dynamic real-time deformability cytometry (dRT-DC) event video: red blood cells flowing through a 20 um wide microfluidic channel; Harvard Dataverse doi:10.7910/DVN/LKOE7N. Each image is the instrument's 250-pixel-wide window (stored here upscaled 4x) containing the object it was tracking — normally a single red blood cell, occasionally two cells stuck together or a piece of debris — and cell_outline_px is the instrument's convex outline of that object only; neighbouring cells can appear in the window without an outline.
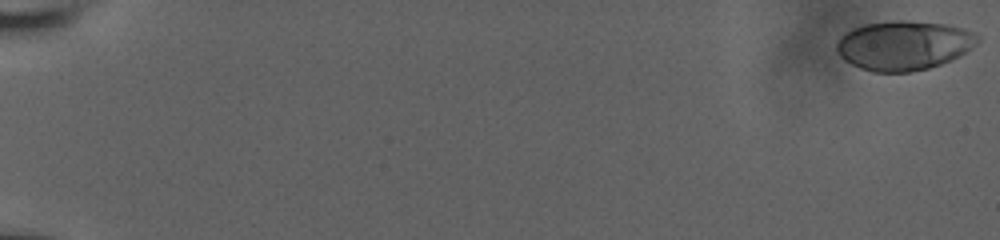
{"species": "human", "species_latin": "Homo sapiens", "temperature_condition": "room temperature", "stored_images_in_passage": 58, "camera_frame_rate_fps": 3000, "um_per_image_px": 0.085, "donor": {"sex": "male"}, "frame": {"image": 1, "passage_image": 1, "time_ms": 0.0, "image_size_px": [1000, 240], "cell_outline_px": [[980, 40], [976, 44], [964, 52], [940, 64], [928, 68], [912, 72], [872, 72], [860, 68], [844, 60], [840, 56], [836, 48], [836, 44], [840, 36], [852, 28], [864, 24], [900, 20], [904, 20], [948, 24], [964, 28], [980, 36]], "centroid_in_image_um": [76.8, 3.85], "position_along_channel_um": 8.2, "area_um2": 40.52}}
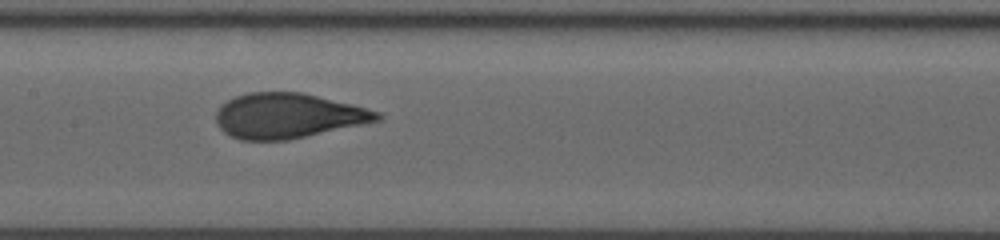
{"frame": {"image": 2, "passage_image": 32, "time_ms": 10.333, "image_size_px": [1000, 240], "cell_outline_px": [[384, 116], [380, 120], [288, 140], [240, 140], [224, 132], [216, 124], [216, 112], [228, 100], [236, 96], [248, 92], [300, 92], [352, 104], [380, 112]], "centroid_in_image_um": [24.47, 9.84], "position_along_channel_um": 182.9, "area_um2": 41.96}}
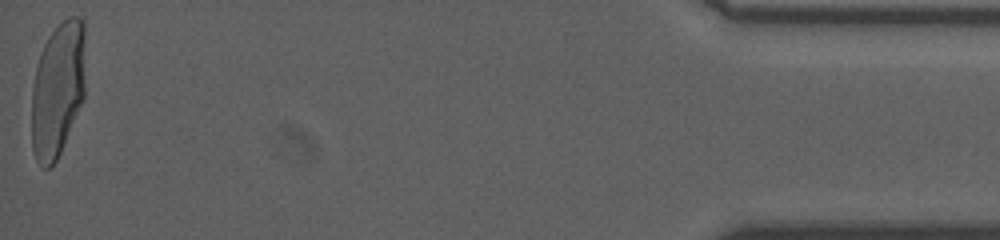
{"frame": {"image": 3, "passage_image": 58, "time_ms": 19.0, "image_size_px": [1000, 240], "cell_outline_px": [[84, 96], [60, 152], [56, 160], [48, 168], [44, 168], [36, 160], [32, 148], [32, 88], [36, 68], [40, 52], [48, 36], [68, 16], [80, 16], [84, 20]], "centroid_in_image_um": [4.9, 7.57], "position_along_channel_um": 430.3, "area_um2": 42.08}, "authors_computed_cell_mechanics": {"area_um2": 41.327, "velocity_mm_per_s": 3.828, "shape_relaxation_time_tau1_ms": 4.4927, "shape_relaxation_time_tau2_ms": null, "deformation_change_tau1": 0.1972, "deformation_change_tau2": null}}